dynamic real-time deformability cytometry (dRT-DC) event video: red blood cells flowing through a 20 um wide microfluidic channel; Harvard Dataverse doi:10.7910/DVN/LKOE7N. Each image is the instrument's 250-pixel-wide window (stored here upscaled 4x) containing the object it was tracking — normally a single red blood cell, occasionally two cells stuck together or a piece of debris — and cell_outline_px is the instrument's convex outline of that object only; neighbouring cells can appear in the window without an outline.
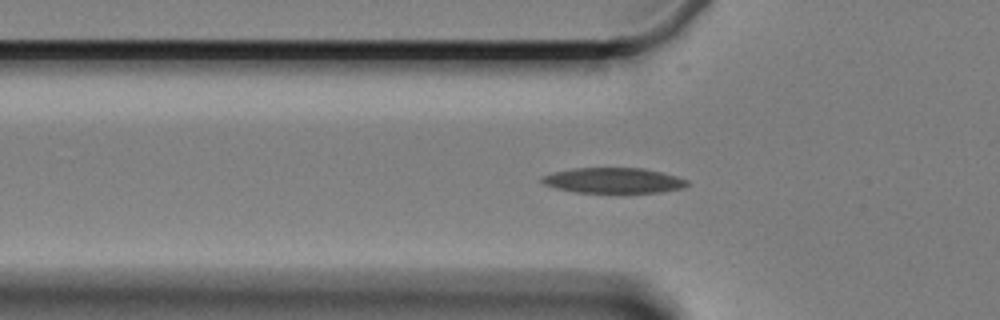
{"species": "Egyptian fruit bat (a non-hibernating species)", "species_latin": "Rousettus aegyptiacus", "temperature_condition": "cold", "stored_images_in_passage": 52, "camera_frame_rate_fps": 3000, "um_per_image_px": 0.085, "animal": {"sex": "female"}, "frame": {"image": 1, "passage_image": 19, "time_ms": 6.0, "image_size_px": [1000, 320], "cell_outline_px": [[688, 184], [684, 188], [660, 192], [576, 192], [556, 188], [544, 184], [540, 180], [540, 176], [572, 168], [644, 168], [676, 176], [688, 180]], "centroid_in_image_um": [52.14, 15.33], "position_along_channel_um": 73.7, "area_um2": 21.33}}
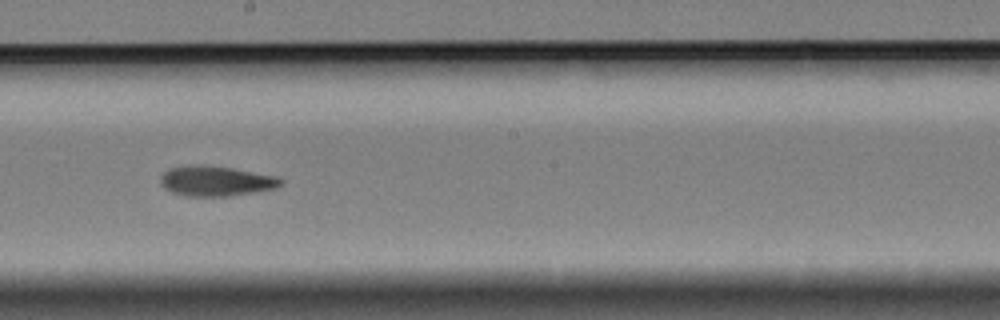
{"frame": {"image": 2, "passage_image": 33, "time_ms": 10.667, "image_size_px": [1000, 320], "cell_outline_px": [[284, 184], [276, 188], [232, 196], [184, 196], [172, 192], [164, 188], [160, 184], [160, 176], [168, 168], [192, 164], [204, 164], [232, 168], [276, 176], [284, 180]], "centroid_in_image_um": [18.34, 15.38], "position_along_channel_um": 229.9, "area_um2": 21.44}}
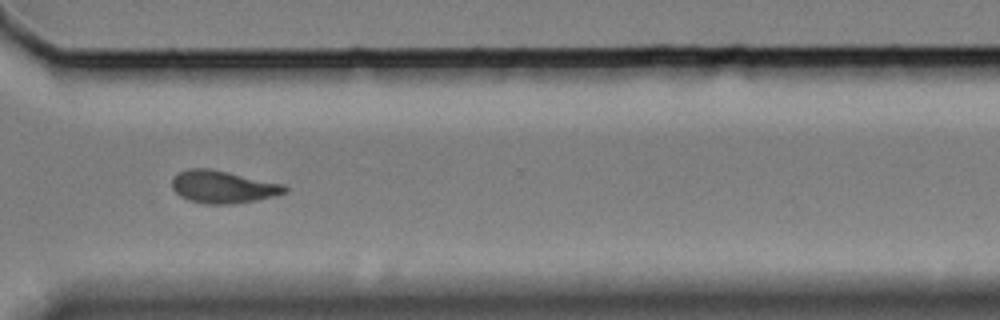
{"frame": {"image": 3, "passage_image": 44, "time_ms": 14.333, "image_size_px": [1000, 320], "cell_outline_px": [[288, 192], [276, 196], [236, 204], [204, 204], [188, 200], [180, 196], [172, 188], [172, 180], [180, 172], [188, 168], [208, 168], [284, 184], [288, 188]], "centroid_in_image_um": [18.97, 15.9], "position_along_channel_um": 351.6, "area_um2": 21.39}}